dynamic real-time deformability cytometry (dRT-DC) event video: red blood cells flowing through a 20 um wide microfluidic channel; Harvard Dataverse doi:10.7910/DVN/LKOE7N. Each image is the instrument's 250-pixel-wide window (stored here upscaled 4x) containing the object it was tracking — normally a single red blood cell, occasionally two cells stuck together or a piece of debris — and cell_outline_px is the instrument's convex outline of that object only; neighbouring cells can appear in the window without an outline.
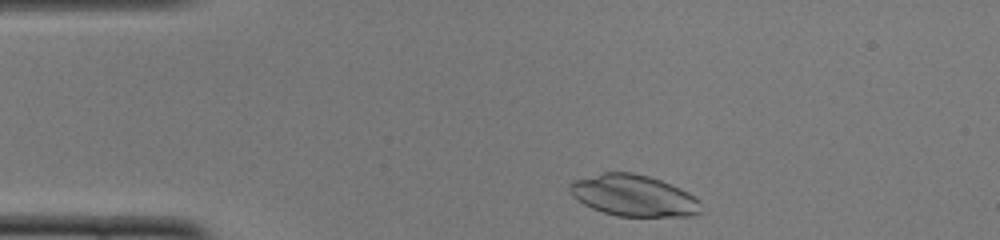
{"species": "common noctule bat (a hibernating species)", "species_latin": "Nyctalus noctula", "temperature_condition": "cold", "stored_images_in_passage": 39, "camera_frame_rate_fps": 3000, "um_per_image_px": 0.085, "animal": {"sex": "female", "body_mass_g": 22.0, "forearm_length_mm": 56.7}, "frame": {"image": 1, "passage_image": 2, "time_ms": 0.333, "image_size_px": [1000, 240], "cell_outline_px": [[700, 212], [692, 216], [616, 216], [592, 208], [584, 204], [572, 196], [568, 188], [568, 184], [572, 180], [604, 172], [632, 172], [648, 176], [660, 180], [680, 188], [688, 192], [700, 200]], "centroid_in_image_um": [53.83, 16.62], "position_along_channel_um": 31.2, "area_um2": 31.67}}
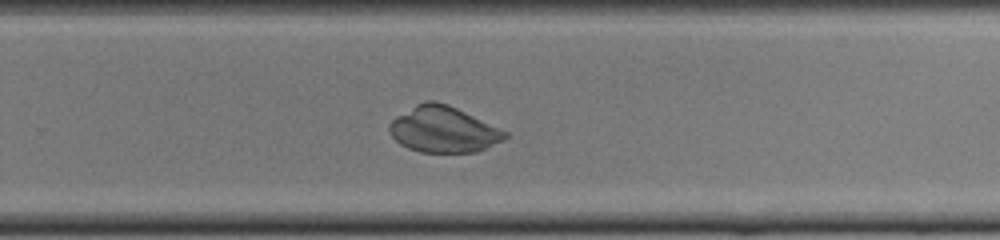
{"frame": {"image": 2, "passage_image": 26, "time_ms": 8.333, "image_size_px": [1000, 240], "cell_outline_px": [[508, 136], [504, 140], [476, 152], [420, 152], [408, 148], [400, 144], [388, 132], [388, 124], [396, 116], [416, 104], [428, 100], [436, 100], [448, 104], [508, 132]], "centroid_in_image_um": [37.66, 11.0], "position_along_channel_um": 292.1, "area_um2": 30.98}}
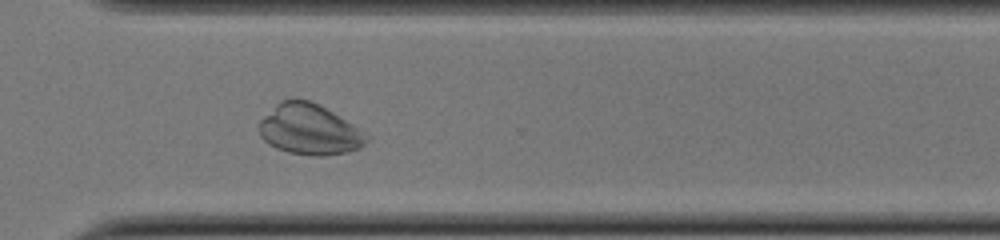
{"frame": {"image": 3, "passage_image": 30, "time_ms": 9.667, "image_size_px": [1000, 240], "cell_outline_px": [[372, 136], [360, 148], [348, 152], [324, 156], [312, 156], [288, 152], [276, 148], [268, 144], [260, 136], [260, 120], [280, 100], [312, 100]], "centroid_in_image_um": [26.32, 11.03], "position_along_channel_um": 344.3, "area_um2": 31.62}}